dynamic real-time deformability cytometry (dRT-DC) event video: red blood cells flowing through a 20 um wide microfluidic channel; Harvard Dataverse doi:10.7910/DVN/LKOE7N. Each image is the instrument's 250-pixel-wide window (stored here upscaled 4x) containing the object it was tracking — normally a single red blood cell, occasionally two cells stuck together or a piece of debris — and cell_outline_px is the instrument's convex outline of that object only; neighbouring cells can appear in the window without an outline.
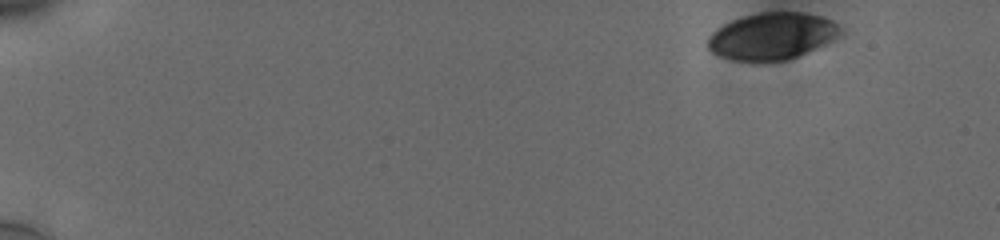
{"species": "human", "species_latin": "Homo sapiens", "temperature_condition": "cold", "stored_images_in_passage": 52, "camera_frame_rate_fps": 3000, "um_per_image_px": 0.085, "donor": {"sex": "male"}, "frame": {"image": 1, "passage_image": 1, "time_ms": 0.0, "image_size_px": [1000, 240], "cell_outline_px": [[840, 36], [816, 48], [788, 60], [732, 60], [720, 56], [712, 52], [708, 48], [708, 36], [716, 28], [732, 20], [744, 16], [760, 12], [800, 12], [820, 16], [832, 20], [840, 28]], "centroid_in_image_um": [65.6, 3.06], "position_along_channel_um": 19.4, "area_um2": 35.84}}
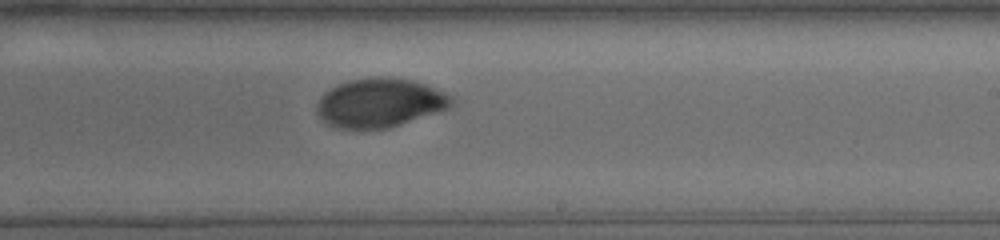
{"frame": {"image": 2, "passage_image": 32, "time_ms": 10.333, "image_size_px": [1000, 240], "cell_outline_px": [[456, 100], [448, 108], [388, 128], [340, 128], [328, 124], [316, 112], [316, 104], [320, 96], [324, 92], [336, 84], [348, 80], [372, 76], [384, 76], [412, 80], [424, 84], [444, 92], [452, 96]], "centroid_in_image_um": [32.25, 8.71], "position_along_channel_um": 256.7, "area_um2": 38.38}}
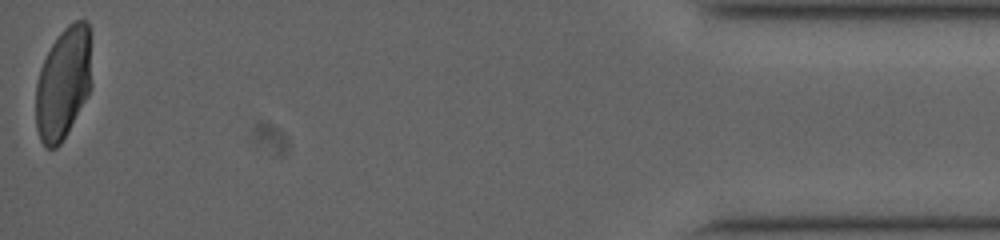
{"frame": {"image": 3, "passage_image": 52, "time_ms": 17.0, "image_size_px": [1000, 240], "cell_outline_px": [[92, 88], [88, 96], [68, 132], [60, 144], [56, 148], [44, 148], [40, 140], [36, 128], [36, 84], [40, 68], [52, 44], [60, 32], [68, 24], [76, 20], [88, 20], [92, 84]], "centroid_in_image_um": [5.39, 7.1], "position_along_channel_um": 429.8, "area_um2": 36.82}, "authors_computed_cell_mechanics": {"area_um2": 37.1365, "velocity_mm_per_s": 3.7418, "shape_relaxation_time_tau1_ms": 3.9208, "shape_relaxation_time_tau2_ms": 1.203, "deformation_change_tau1": 0.1518, "deformation_change_tau2": 0.0308}}